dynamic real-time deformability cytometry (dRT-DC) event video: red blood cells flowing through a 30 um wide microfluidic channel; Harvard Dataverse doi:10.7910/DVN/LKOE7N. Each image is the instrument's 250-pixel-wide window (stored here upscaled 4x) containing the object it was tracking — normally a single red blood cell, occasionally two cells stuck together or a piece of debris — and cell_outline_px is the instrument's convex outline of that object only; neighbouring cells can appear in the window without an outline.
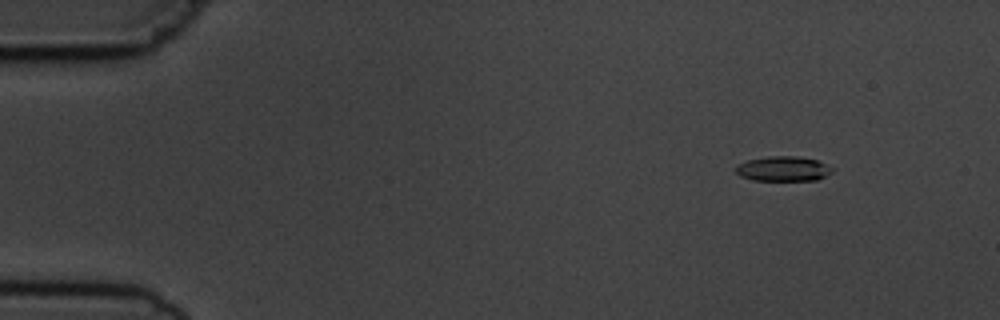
{"species": "common noctule bat (a hibernating species)", "species_latin": "Nyctalus noctula", "temperature_condition": "cold", "stored_images_in_passage": 5, "camera_frame_rate_fps": 3000, "um_per_image_px": 0.085, "animal": {"sex": "male", "body_mass_g": 19.5, "forearm_length_mm": 54.6}, "frame": {"image": 1, "passage_image": 2, "time_ms": 1.333, "image_size_px": [1000, 320], "cell_outline_px": [[836, 168], [832, 172], [816, 180], [752, 180], [740, 176], [736, 172], [736, 168], [740, 164], [748, 160], [768, 156], [796, 156], [816, 160]], "centroid_in_image_um": [66.6, 14.34], "position_along_channel_um": 18.4, "area_um2": 13.87}}
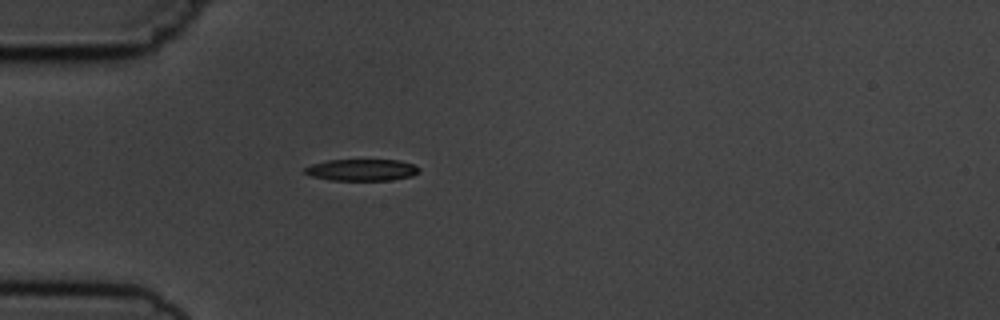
{"frame": {"image": 2, "passage_image": 5, "time_ms": 4.667, "image_size_px": [1000, 320], "cell_outline_px": [[420, 172], [412, 176], [392, 180], [332, 180], [312, 176], [304, 172], [304, 168], [312, 164], [328, 160], [400, 160], [416, 164], [420, 168]], "centroid_in_image_um": [30.82, 14.44], "position_along_channel_um": 54.2, "area_um2": 14.51}}